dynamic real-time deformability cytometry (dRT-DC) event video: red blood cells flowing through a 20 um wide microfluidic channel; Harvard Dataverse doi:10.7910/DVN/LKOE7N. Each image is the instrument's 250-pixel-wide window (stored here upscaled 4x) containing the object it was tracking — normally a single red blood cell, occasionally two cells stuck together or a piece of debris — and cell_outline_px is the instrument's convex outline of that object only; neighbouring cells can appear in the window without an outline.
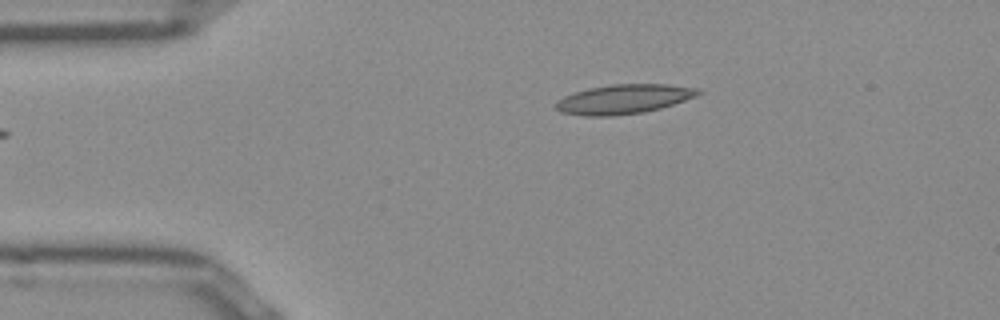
{"species": "Egyptian fruit bat (a non-hibernating species)", "species_latin": "Rousettus aegyptiacus", "temperature_condition": "room temperature", "stored_images_in_passage": 42, "camera_frame_rate_fps": 3000, "um_per_image_px": 0.085, "frame": {"image": 1, "passage_image": 1, "time_ms": 0.0, "image_size_px": [1000, 320], "cell_outline_px": [[704, 92], [696, 96], [660, 108], [644, 112], [612, 116], [588, 116], [560, 112], [552, 104], [556, 100], [564, 96], [588, 88], [612, 84], [668, 84], [700, 88]], "centroid_in_image_um": [53.01, 8.42], "position_along_channel_um": 32.0, "area_um2": 24.51}}
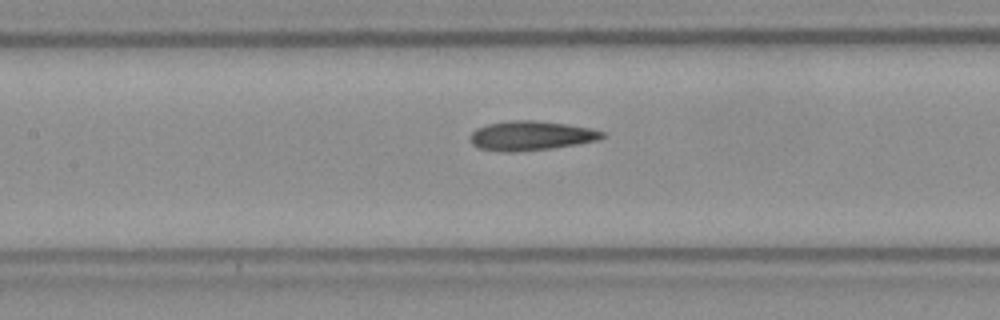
{"frame": {"image": 2, "passage_image": 14, "time_ms": 4.333, "image_size_px": [1000, 320], "cell_outline_px": [[608, 136], [600, 140], [552, 148], [516, 152], [504, 152], [480, 148], [472, 144], [472, 132], [476, 128], [488, 124], [508, 120], [532, 120], [564, 124], [588, 128], [604, 132]], "centroid_in_image_um": [45.16, 11.54], "position_along_channel_um": 162.2, "area_um2": 22.48}}
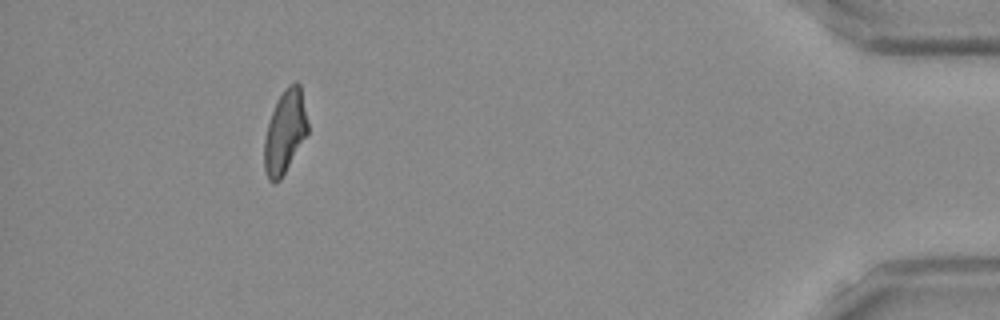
{"frame": {"image": 3, "passage_image": 38, "time_ms": 12.333, "image_size_px": [1000, 320], "cell_outline_px": [[308, 132], [280, 180], [272, 184], [268, 180], [264, 168], [264, 140], [268, 124], [272, 112], [284, 88], [288, 84], [296, 80], [300, 84], [308, 124]], "centroid_in_image_um": [24.21, 11.21], "position_along_channel_um": 411.0, "area_um2": 20.87}, "authors_computed_cell_mechanics": {"area_um2": 21.964, "velocity_mm_per_s": 3.9165, "shape_relaxation_time_tau1_ms": null, "shape_relaxation_time_tau2_ms": 2.7901, "deformation_change_tau1": null, "deformation_change_tau2": 0.1015}}